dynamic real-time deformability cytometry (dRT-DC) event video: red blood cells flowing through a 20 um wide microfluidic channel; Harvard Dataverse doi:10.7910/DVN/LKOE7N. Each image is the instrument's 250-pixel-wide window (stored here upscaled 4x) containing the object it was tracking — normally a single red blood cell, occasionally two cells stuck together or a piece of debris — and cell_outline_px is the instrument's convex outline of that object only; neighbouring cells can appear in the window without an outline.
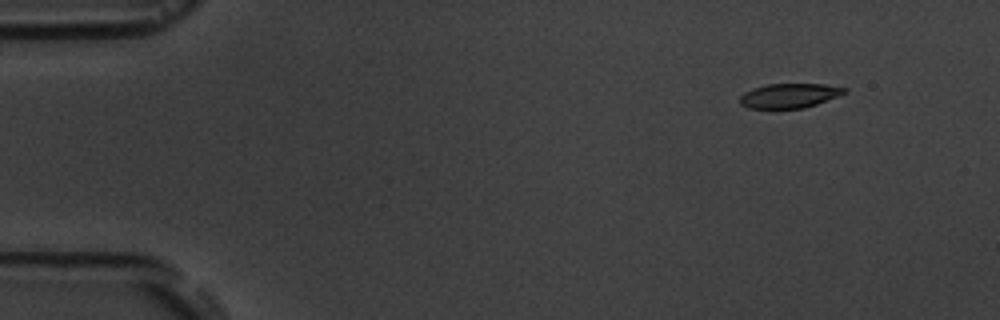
{"species": "common noctule bat (a hibernating species)", "species_latin": "Nyctalus noctula", "temperature_condition": "room temperature", "stored_images_in_passage": 2, "camera_frame_rate_fps": 3000, "um_per_image_px": 0.085, "animal": {"sex": "male", "body_mass_g": 19.5, "forearm_length_mm": 54.6}, "frame": {"image": 1, "passage_image": 1, "time_ms": 0.0, "image_size_px": [1000, 320], "cell_outline_px": [[848, 92], [816, 104], [804, 108], [748, 108], [740, 104], [740, 96], [744, 92], [752, 88], [768, 84], [824, 84], [848, 88]], "centroid_in_image_um": [67.1, 8.12], "position_along_channel_um": 17.9, "area_um2": 14.91}}